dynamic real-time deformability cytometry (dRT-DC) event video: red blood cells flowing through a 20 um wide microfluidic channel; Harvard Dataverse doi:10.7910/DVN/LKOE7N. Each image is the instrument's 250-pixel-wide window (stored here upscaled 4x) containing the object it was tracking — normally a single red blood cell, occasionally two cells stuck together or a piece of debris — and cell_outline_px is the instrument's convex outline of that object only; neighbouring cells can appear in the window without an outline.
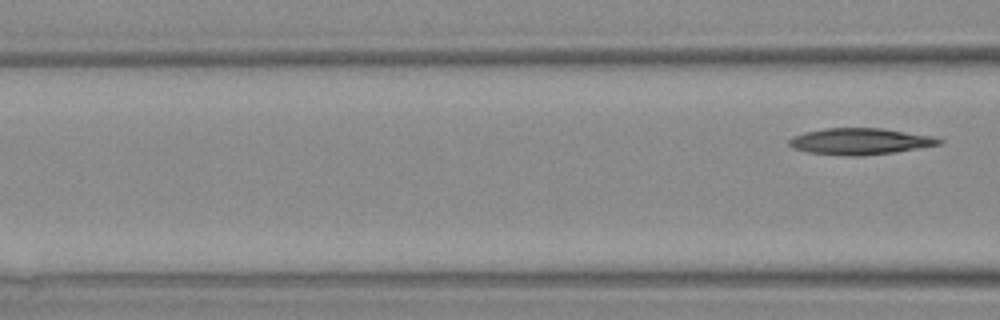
{"species": "Egyptian fruit bat (a non-hibernating species)", "species_latin": "Rousettus aegyptiacus", "temperature_condition": "warm", "stored_images_in_passage": 3, "camera_frame_rate_fps": 3000, "um_per_image_px": 0.085, "animal": {"sex": "female"}, "frame": {"image": 1, "passage_image": 3, "time_ms": 2.333, "image_size_px": [1000, 320], "cell_outline_px": [[944, 140], [940, 144], [896, 152], [860, 156], [848, 156], [808, 152], [792, 148], [788, 144], [788, 140], [792, 136], [804, 132], [824, 128], [884, 128], [932, 136]], "centroid_in_image_um": [73.07, 12.01], "position_along_channel_um": 93.5, "area_um2": 23.18}}